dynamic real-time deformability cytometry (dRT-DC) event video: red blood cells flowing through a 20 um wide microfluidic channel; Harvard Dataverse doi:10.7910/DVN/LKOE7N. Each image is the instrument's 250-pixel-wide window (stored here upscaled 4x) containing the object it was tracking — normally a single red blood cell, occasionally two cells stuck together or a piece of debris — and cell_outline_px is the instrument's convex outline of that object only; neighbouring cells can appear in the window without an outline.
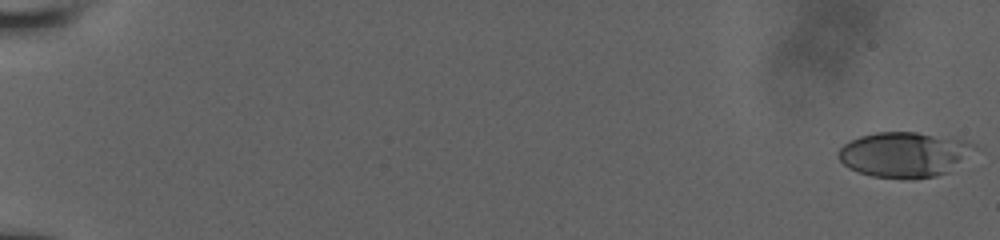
{"species": "human", "species_latin": "Homo sapiens", "temperature_condition": "room temperature", "stored_images_in_passage": 39, "camera_frame_rate_fps": 3000, "um_per_image_px": 0.085, "donor": {"sex": "male"}, "frame": {"image": 1, "passage_image": 1, "time_ms": 0.0, "image_size_px": [1000, 240], "cell_outline_px": [[980, 148], [948, 172], [936, 176], [912, 180], [872, 176], [856, 172], [848, 168], [836, 156], [836, 152], [844, 144], [860, 136], [876, 132], [916, 132], [964, 140], [976, 144]], "centroid_in_image_um": [76.88, 13.15], "position_along_channel_um": 8.1, "area_um2": 36.3}}
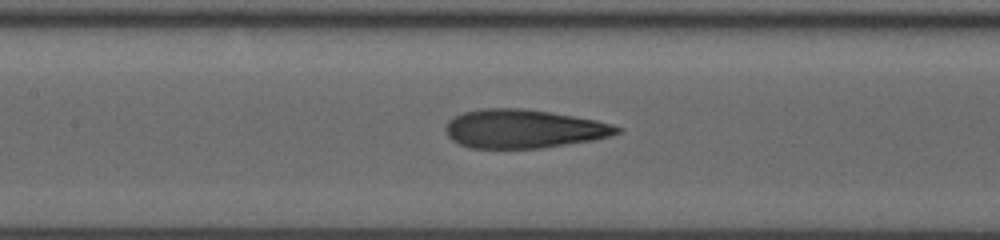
{"frame": {"image": 2, "passage_image": 21, "time_ms": 9.333, "image_size_px": [1000, 240], "cell_outline_px": [[624, 132], [592, 140], [540, 148], [468, 148], [452, 140], [448, 136], [444, 128], [448, 120], [464, 112], [484, 108], [524, 108], [596, 120], [612, 124], [624, 128]], "centroid_in_image_um": [44.5, 10.95], "position_along_channel_um": 162.9, "area_um2": 38.55}}
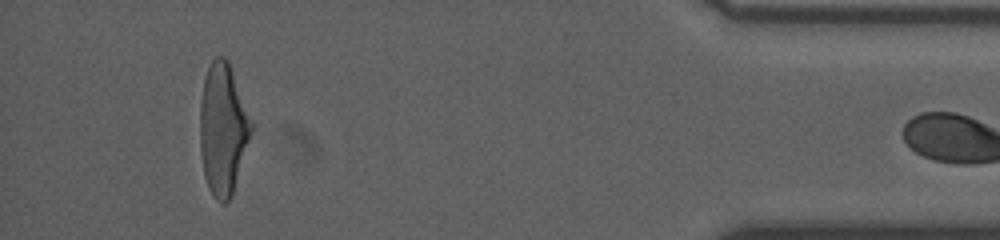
{"frame": {"image": 3, "passage_image": 38, "time_ms": 17.0, "image_size_px": [1000, 240], "cell_outline_px": [[252, 132], [232, 196], [224, 204], [220, 204], [216, 200], [208, 188], [204, 176], [200, 148], [200, 104], [204, 80], [208, 68], [212, 60], [216, 56], [224, 56], [228, 60], [252, 120]], "centroid_in_image_um": [18.95, 11.0], "position_along_channel_um": 416.3, "area_um2": 39.3}}